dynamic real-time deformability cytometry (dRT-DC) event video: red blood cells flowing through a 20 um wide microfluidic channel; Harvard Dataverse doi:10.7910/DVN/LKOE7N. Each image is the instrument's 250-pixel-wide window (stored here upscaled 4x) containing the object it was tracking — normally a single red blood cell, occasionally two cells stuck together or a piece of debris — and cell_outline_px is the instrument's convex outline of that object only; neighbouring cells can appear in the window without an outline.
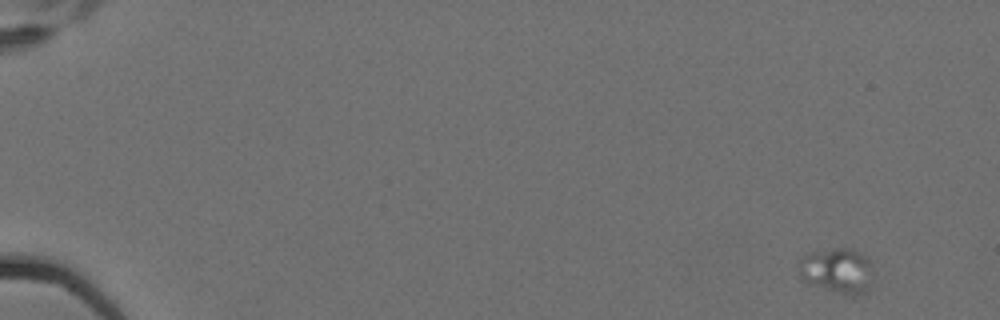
{"species": "Egyptian fruit bat (a non-hibernating species)", "species_latin": "Rousettus aegyptiacus", "temperature_condition": "cold", "stored_images_in_passage": 6, "camera_frame_rate_fps": 3000, "um_per_image_px": 0.085, "animal": {"sex": "female"}, "frame": {"image": 1, "passage_image": 1, "time_ms": 0.0, "image_size_px": [1000, 320], "cell_outline_px": [[868, 292], [852, 296], [844, 296], [808, 284], [796, 272], [796, 264], [800, 256], [812, 252], [836, 248], [852, 248], [868, 256]], "centroid_in_image_um": [71.04, 23.02], "position_along_channel_um": 14.0, "area_um2": 19.94}}
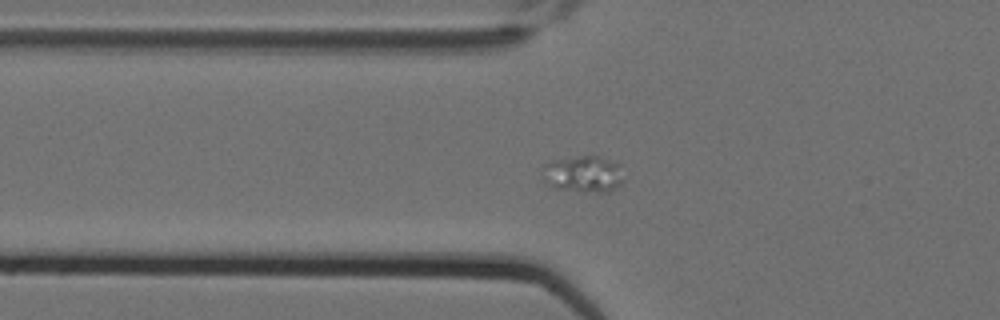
{"frame": {"image": 2, "passage_image": 6, "time_ms": 1.667, "image_size_px": [1000, 320], "cell_outline_px": [[624, 180], [616, 188], [608, 192], [584, 192], [556, 188], [544, 184], [544, 176], [548, 164], [552, 160], [580, 156], [600, 156], [620, 164]], "centroid_in_image_um": [49.65, 14.81], "position_along_channel_um": 76.2, "area_um2": 17.28}}